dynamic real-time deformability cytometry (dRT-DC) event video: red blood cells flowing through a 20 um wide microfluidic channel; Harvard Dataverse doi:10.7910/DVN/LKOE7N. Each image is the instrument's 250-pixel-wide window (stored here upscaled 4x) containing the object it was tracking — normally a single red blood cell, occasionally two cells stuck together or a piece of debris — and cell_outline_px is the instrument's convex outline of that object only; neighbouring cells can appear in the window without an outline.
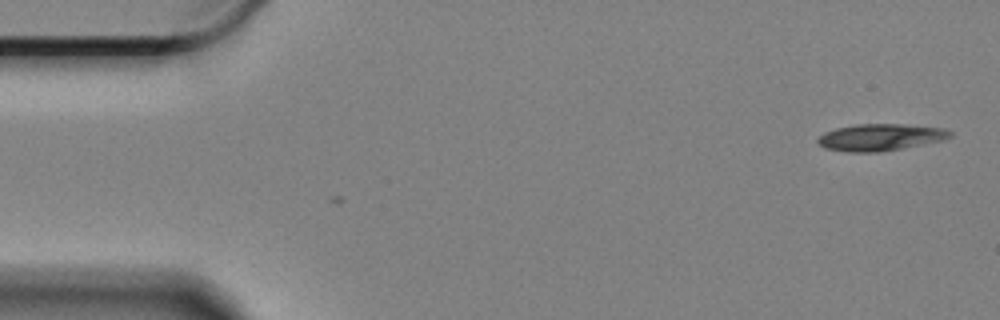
{"species": "Egyptian fruit bat (a non-hibernating species)", "species_latin": "Rousettus aegyptiacus", "temperature_condition": "cold", "stored_images_in_passage": 4, "camera_frame_rate_fps": 3000, "um_per_image_px": 0.085, "animal": {"sex": "female"}, "frame": {"image": 1, "passage_image": 4, "time_ms": 1.0, "image_size_px": [1000, 320], "cell_outline_px": [[952, 136], [944, 140], [880, 152], [844, 152], [824, 148], [816, 140], [824, 132], [836, 128], [856, 124], [904, 124], [944, 128], [952, 132]], "centroid_in_image_um": [74.82, 11.67], "position_along_channel_um": 10.2, "area_um2": 20.75}}